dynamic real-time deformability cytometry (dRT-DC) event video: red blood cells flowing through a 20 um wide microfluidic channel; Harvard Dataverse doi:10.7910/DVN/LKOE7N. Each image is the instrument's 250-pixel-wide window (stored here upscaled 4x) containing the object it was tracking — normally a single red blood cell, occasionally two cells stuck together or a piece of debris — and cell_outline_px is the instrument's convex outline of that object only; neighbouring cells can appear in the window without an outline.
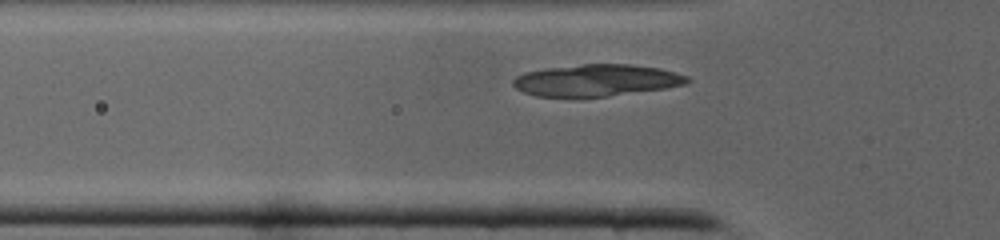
{"species": "common noctule bat (a hibernating species)", "species_latin": "Nyctalus noctula", "temperature_condition": "cold", "stored_images_in_passage": 23, "camera_frame_rate_fps": 3000, "um_per_image_px": 0.085, "animal": {"sex": "male", "body_mass_g": 19.0, "forearm_length_mm": 50.8}, "frame": {"image": 1, "passage_image": 2, "time_ms": 0.333, "image_size_px": [1000, 240], "cell_outline_px": [[692, 80], [688, 84], [664, 88], [608, 96], [536, 96], [524, 92], [516, 88], [512, 84], [512, 80], [516, 76], [524, 72], [544, 68], [584, 64], [632, 64], [660, 68], [688, 76]], "centroid_in_image_um": [50.71, 6.81], "position_along_channel_um": 75.1, "area_um2": 32.19}}
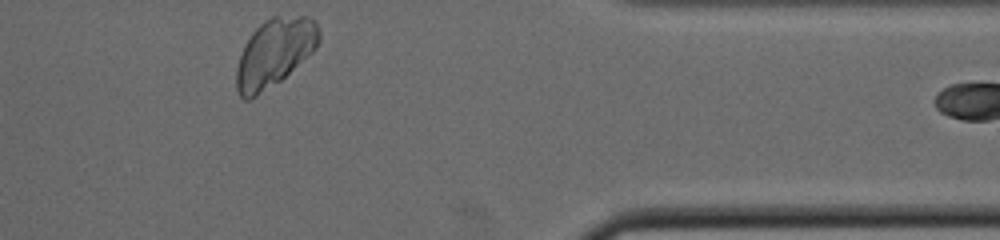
{"frame": {"image": 2, "passage_image": 23, "time_ms": 7.333, "image_size_px": [1000, 240], "cell_outline_px": [[320, 40], [316, 48], [312, 52], [280, 80], [256, 96], [248, 100], [244, 100], [240, 96], [236, 88], [236, 68], [244, 44], [252, 32], [264, 20], [272, 16], [308, 16], [316, 20], [320, 32]], "centroid_in_image_um": [23.33, 4.45], "position_along_channel_um": 388.1, "area_um2": 32.6}}